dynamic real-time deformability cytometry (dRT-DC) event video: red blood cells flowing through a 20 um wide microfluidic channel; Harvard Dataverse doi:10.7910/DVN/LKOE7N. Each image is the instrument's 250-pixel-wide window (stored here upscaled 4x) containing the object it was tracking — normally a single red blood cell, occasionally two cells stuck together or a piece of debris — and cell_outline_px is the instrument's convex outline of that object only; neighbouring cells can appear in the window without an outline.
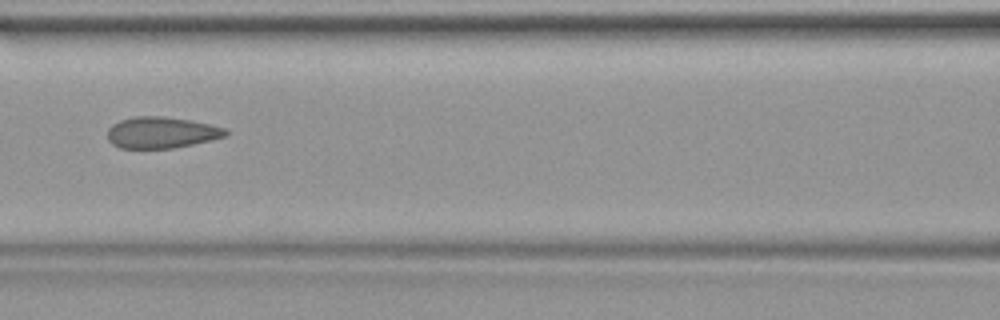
{"species": "common noctule bat (a hibernating species)", "species_latin": "Nyctalus noctula", "temperature_condition": "warm", "stored_images_in_passage": 32, "camera_frame_rate_fps": 3000, "um_per_image_px": 0.085, "animal": {"sex": "female", "body_mass_g": 19.9}, "frame": {"image": 1, "passage_image": 10, "time_ms": 3.0, "image_size_px": [1000, 320], "cell_outline_px": [[228, 132], [224, 136], [212, 140], [172, 148], [120, 148], [112, 144], [108, 140], [108, 128], [112, 124], [120, 120], [132, 116], [164, 116], [188, 120], [208, 124], [224, 128]], "centroid_in_image_um": [13.67, 11.26], "position_along_channel_um": 152.9, "area_um2": 21.44}}